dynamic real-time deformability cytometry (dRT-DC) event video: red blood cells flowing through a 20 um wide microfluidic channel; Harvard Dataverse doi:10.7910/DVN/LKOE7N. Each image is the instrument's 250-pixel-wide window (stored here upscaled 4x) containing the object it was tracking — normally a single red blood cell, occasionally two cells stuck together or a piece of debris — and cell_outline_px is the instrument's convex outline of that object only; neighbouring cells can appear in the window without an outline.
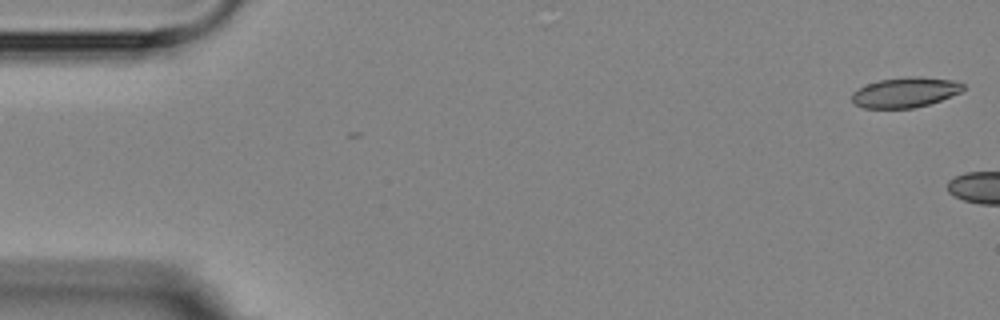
{"species": "Egyptian fruit bat (a non-hibernating species)", "species_latin": "Rousettus aegyptiacus", "temperature_condition": "room temperature", "stored_images_in_passage": 9, "camera_frame_rate_fps": 3000, "um_per_image_px": 0.085, "animal": {"sex": "female"}, "frame": {"image": 1, "passage_image": 1, "time_ms": 0.0, "image_size_px": [1000, 320], "cell_outline_px": [[964, 88], [960, 92], [940, 100], [928, 104], [912, 108], [864, 108], [856, 104], [852, 100], [852, 92], [868, 84], [880, 80], [908, 76], [920, 76], [952, 80], [964, 84]], "centroid_in_image_um": [76.94, 7.84], "position_along_channel_um": 8.1, "area_um2": 19.31}}
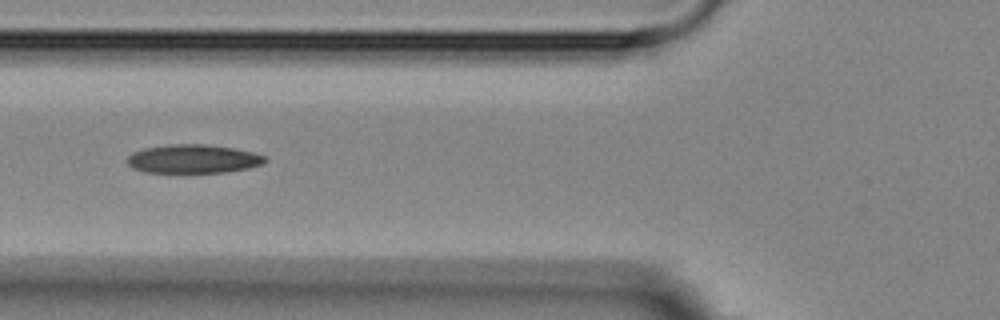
{"frame": {"image": 2, "passage_image": 7, "time_ms": 7.667, "image_size_px": [1000, 320], "cell_outline_px": [[268, 160], [264, 164], [248, 168], [224, 172], [144, 172], [132, 168], [124, 160], [132, 152], [144, 148], [172, 144], [204, 144], [236, 148], [252, 152], [264, 156]], "centroid_in_image_um": [16.4, 13.5], "position_along_channel_um": 109.4, "area_um2": 23.12}}
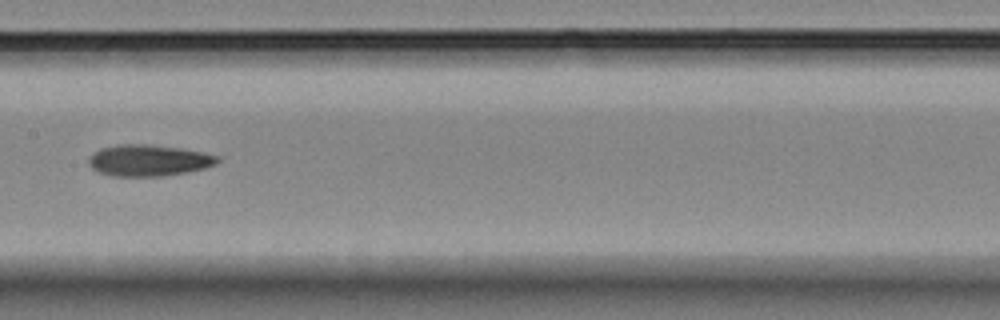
{"frame": {"image": 3, "passage_image": 9, "time_ms": 10.0, "image_size_px": [1000, 320], "cell_outline_px": [[220, 160], [216, 164], [204, 168], [164, 176], [112, 176], [100, 172], [92, 168], [88, 164], [88, 160], [92, 152], [100, 148], [116, 144], [148, 144], [180, 148], [204, 152], [220, 156]], "centroid_in_image_um": [12.62, 13.62], "position_along_channel_um": 194.8, "area_um2": 23.7}}